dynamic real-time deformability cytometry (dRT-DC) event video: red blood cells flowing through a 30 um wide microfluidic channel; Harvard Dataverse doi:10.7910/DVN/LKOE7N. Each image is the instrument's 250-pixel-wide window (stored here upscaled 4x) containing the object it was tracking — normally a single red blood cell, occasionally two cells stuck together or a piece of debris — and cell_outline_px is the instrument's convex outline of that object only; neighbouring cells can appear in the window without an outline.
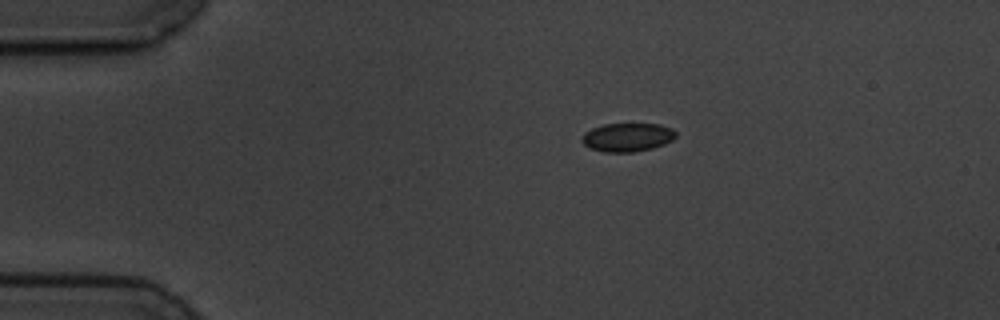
{"species": "common noctule bat (a hibernating species)", "species_latin": "Nyctalus noctula", "temperature_condition": "cold", "stored_images_in_passage": 9, "camera_frame_rate_fps": 3000, "um_per_image_px": 0.085, "animal": {"sex": "male", "body_mass_g": 19.5, "forearm_length_mm": 54.6}, "frame": {"image": 1, "passage_image": 1, "time_ms": 0.0, "image_size_px": [1000, 320], "cell_outline_px": [[676, 136], [672, 140], [664, 144], [652, 148], [632, 152], [604, 152], [592, 148], [584, 144], [580, 140], [580, 136], [584, 132], [592, 128], [604, 124], [660, 124], [672, 128], [676, 132]], "centroid_in_image_um": [53.31, 11.66], "position_along_channel_um": 31.7, "area_um2": 15.66}}
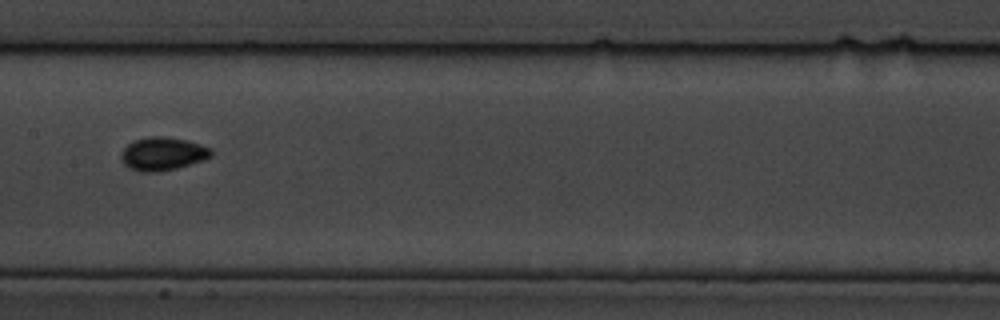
{"frame": {"image": 2, "passage_image": 6, "time_ms": 6.0, "image_size_px": [1000, 320], "cell_outline_px": [[212, 156], [204, 160], [176, 168], [160, 172], [140, 172], [128, 168], [124, 164], [120, 156], [120, 152], [128, 144], [136, 140], [148, 136], [160, 136], [184, 140], [200, 144], [212, 148]], "centroid_in_image_um": [13.81, 13.09], "position_along_channel_um": 193.6, "area_um2": 17.46}}
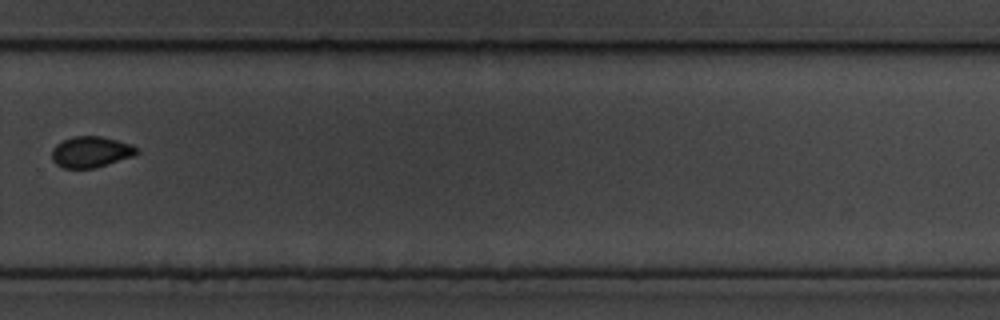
{"frame": {"image": 3, "passage_image": 9, "time_ms": 9.667, "image_size_px": [1000, 320], "cell_outline_px": [[140, 152], [132, 156], [96, 168], [64, 168], [56, 164], [52, 160], [52, 148], [56, 144], [72, 136], [100, 136], [132, 144]], "centroid_in_image_um": [7.71, 12.91], "position_along_channel_um": 322.1, "area_um2": 15.32}}